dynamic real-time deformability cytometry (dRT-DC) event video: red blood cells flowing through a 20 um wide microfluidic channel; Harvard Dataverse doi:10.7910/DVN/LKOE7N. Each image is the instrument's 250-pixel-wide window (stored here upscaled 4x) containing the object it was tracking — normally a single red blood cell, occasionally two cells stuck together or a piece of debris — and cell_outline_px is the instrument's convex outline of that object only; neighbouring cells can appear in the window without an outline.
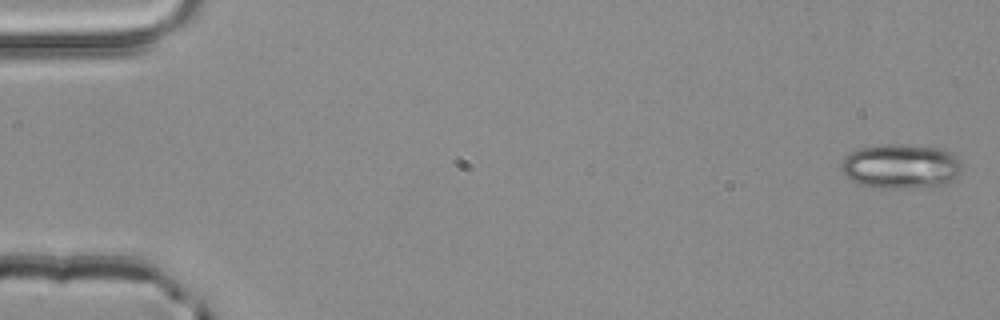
{"species": "common noctule bat (a hibernating species)", "species_latin": "Nyctalus noctula", "temperature_condition": "room temperature", "stored_images_in_passage": 4, "camera_frame_rate_fps": 3000, "um_per_image_px": 0.085, "animal": {"sex": "male", "body_mass_g": 20.4}, "frame": {"image": 1, "passage_image": 1, "time_ms": 0.0, "image_size_px": [1000, 320], "cell_outline_px": [[960, 172], [956, 176], [944, 184], [904, 188], [872, 188], [852, 180], [840, 168], [840, 164], [852, 152], [860, 148], [884, 144], [900, 144], [940, 148], [948, 152], [960, 160]], "centroid_in_image_um": [76.55, 14.13], "position_along_channel_um": 8.4, "area_um2": 30.81}}